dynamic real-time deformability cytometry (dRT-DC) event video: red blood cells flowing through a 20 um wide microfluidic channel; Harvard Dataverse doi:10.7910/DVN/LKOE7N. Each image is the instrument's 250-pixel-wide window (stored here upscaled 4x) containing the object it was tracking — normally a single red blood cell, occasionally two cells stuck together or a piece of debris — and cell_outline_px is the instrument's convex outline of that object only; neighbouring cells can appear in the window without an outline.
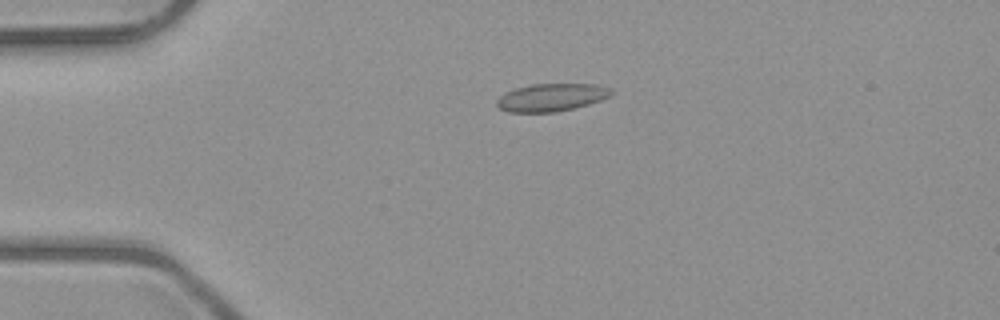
{"species": "common noctule bat (a hibernating species)", "species_latin": "Nyctalus noctula", "temperature_condition": "room temperature", "stored_images_in_passage": 42, "camera_frame_rate_fps": 3000, "um_per_image_px": 0.085, "animal": {"sex": "male", "body_mass_g": 23.1, "forearm_length_mm": 52.7}, "frame": {"image": 1, "passage_image": 3, "time_ms": 0.667, "image_size_px": [1000, 320], "cell_outline_px": [[612, 96], [588, 104], [556, 112], [508, 112], [500, 108], [496, 104], [496, 100], [500, 96], [516, 88], [532, 84], [596, 84], [612, 88]], "centroid_in_image_um": [46.89, 8.27], "position_along_channel_um": 38.1, "area_um2": 18.38}}
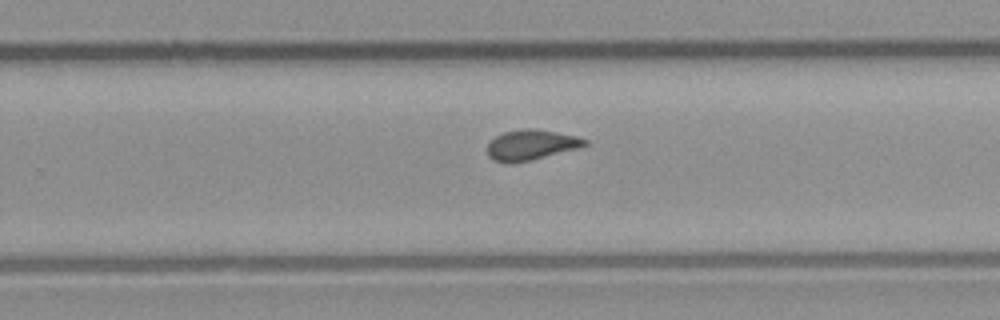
{"frame": {"image": 2, "passage_image": 24, "time_ms": 7.667, "image_size_px": [1000, 320], "cell_outline_px": [[588, 144], [580, 148], [532, 160], [512, 164], [508, 164], [492, 160], [488, 156], [488, 144], [496, 136], [504, 132], [524, 128], [532, 128], [556, 132], [576, 136], [588, 140]], "centroid_in_image_um": [45.15, 12.33], "position_along_channel_um": 284.7, "area_um2": 17.4}}
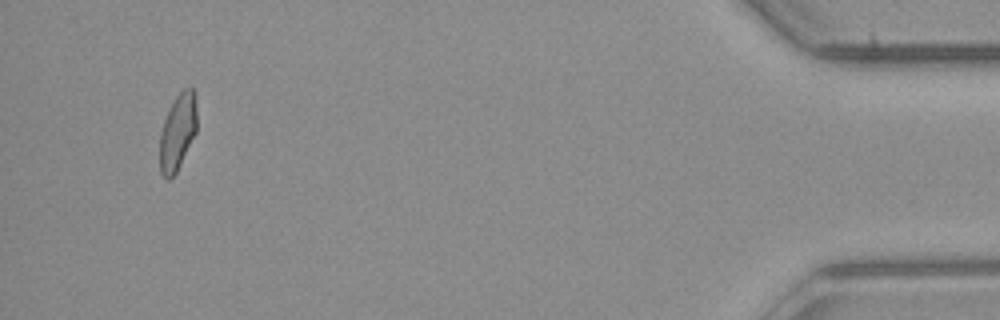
{"frame": {"image": 3, "passage_image": 40, "time_ms": 13.0, "image_size_px": [1000, 320], "cell_outline_px": [[196, 132], [176, 172], [168, 180], [164, 180], [160, 172], [160, 132], [168, 108], [176, 96], [184, 88], [192, 88], [196, 92]], "centroid_in_image_um": [15.09, 11.2], "position_along_channel_um": 420.1, "area_um2": 16.59}, "authors_computed_cell_mechanics": {"area_um2": 17.2244, "velocity_mm_per_s": 4.024, "shape_relaxation_time_tau1_ms": null, "shape_relaxation_time_tau2_ms": 2.2991, "deformation_change_tau1": null, "deformation_change_tau2": 0.0511}}